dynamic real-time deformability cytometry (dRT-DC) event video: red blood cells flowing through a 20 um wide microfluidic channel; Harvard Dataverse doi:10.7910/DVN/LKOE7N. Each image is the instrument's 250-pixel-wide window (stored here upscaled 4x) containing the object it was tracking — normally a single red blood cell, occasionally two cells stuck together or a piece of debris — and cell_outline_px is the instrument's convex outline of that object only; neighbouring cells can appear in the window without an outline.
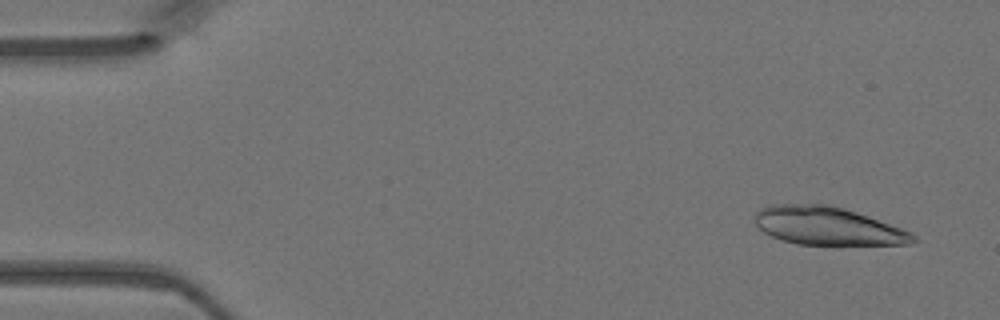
{"species": "Egyptian fruit bat (a non-hibernating species)", "species_latin": "Rousettus aegyptiacus", "temperature_condition": "warm", "stored_images_in_passage": 46, "camera_frame_rate_fps": 3000, "um_per_image_px": 0.085, "animal": {"sex": "female"}, "frame": {"image": 1, "passage_image": 3, "time_ms": 0.667, "image_size_px": [1000, 320], "cell_outline_px": [[920, 240], [908, 244], [840, 248], [796, 244], [780, 240], [764, 232], [752, 220], [752, 216], [760, 208], [772, 204], [832, 204], [856, 212], [912, 232]], "centroid_in_image_um": [70.38, 19.27], "position_along_channel_um": 14.6, "area_um2": 36.82}}
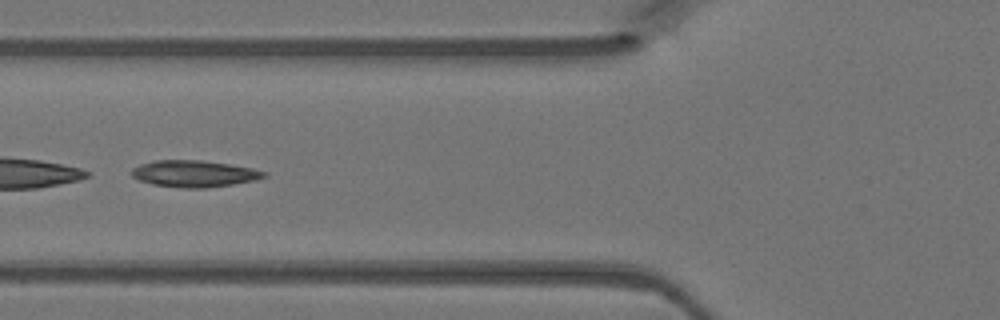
{"frame": {"image": 2, "passage_image": 18, "time_ms": 5.667, "image_size_px": [1000, 320], "cell_outline_px": [[268, 176], [256, 180], [232, 184], [204, 188], [184, 188], [152, 184], [140, 180], [132, 176], [132, 168], [140, 164], [156, 160], [200, 160], [228, 164], [252, 168], [268, 172]], "centroid_in_image_um": [16.53, 14.76], "position_along_channel_um": 109.3, "area_um2": 20.46}}
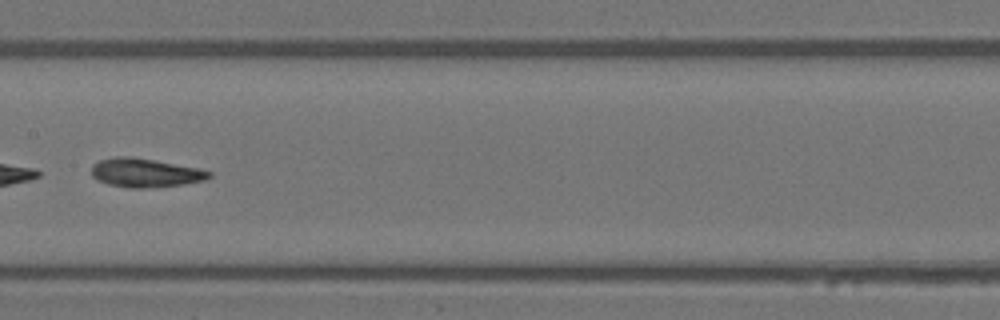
{"frame": {"image": 3, "passage_image": 24, "time_ms": 7.667, "image_size_px": [1000, 320], "cell_outline_px": [[212, 176], [204, 180], [184, 184], [156, 188], [128, 188], [108, 184], [96, 180], [92, 176], [92, 164], [100, 160], [116, 156], [132, 156], [200, 168], [212, 172]], "centroid_in_image_um": [12.35, 14.69], "position_along_channel_um": 195.1, "area_um2": 20.06}}